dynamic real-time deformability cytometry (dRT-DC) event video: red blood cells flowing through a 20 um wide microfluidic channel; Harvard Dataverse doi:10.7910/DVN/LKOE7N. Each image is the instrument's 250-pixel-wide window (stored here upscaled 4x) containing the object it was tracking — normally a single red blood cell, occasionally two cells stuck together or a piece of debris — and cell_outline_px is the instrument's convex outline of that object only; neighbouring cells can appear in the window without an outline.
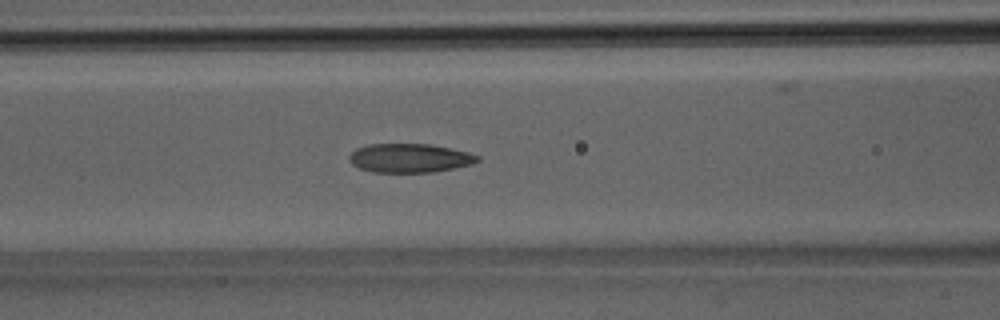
{"species": "Egyptian fruit bat (a non-hibernating species)", "species_latin": "Rousettus aegyptiacus", "temperature_condition": "room temperature", "stored_images_in_passage": 32, "camera_frame_rate_fps": 3000, "um_per_image_px": 0.085, "animal": {"sex": "male"}, "frame": {"image": 1, "passage_image": 9, "time_ms": 2.667, "image_size_px": [1000, 320], "cell_outline_px": [[480, 160], [472, 164], [432, 172], [372, 172], [360, 168], [352, 164], [348, 160], [348, 156], [356, 148], [368, 144], [432, 144], [468, 152], [480, 156]], "centroid_in_image_um": [34.81, 13.43], "position_along_channel_um": 131.8, "area_um2": 21.62}}
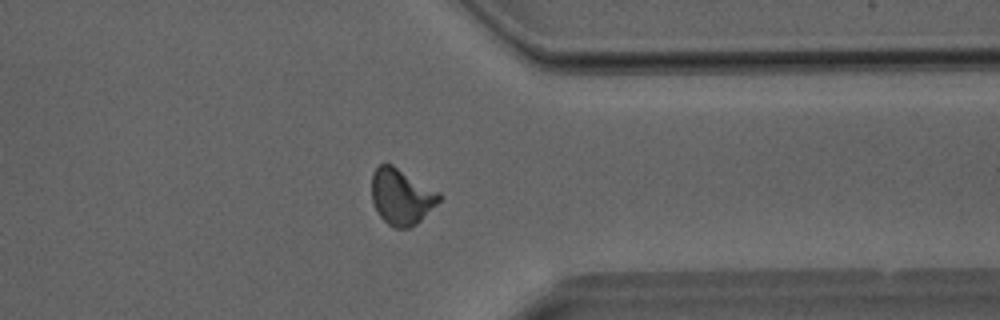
{"frame": {"image": 2, "passage_image": 23, "time_ms": 7.333, "image_size_px": [1000, 320], "cell_outline_px": [[440, 200], [416, 224], [408, 228], [396, 228], [388, 224], [380, 216], [372, 200], [372, 172], [380, 164], [392, 164], [440, 192]], "centroid_in_image_um": [34.11, 16.7], "position_along_channel_um": 377.3, "area_um2": 21.73}}
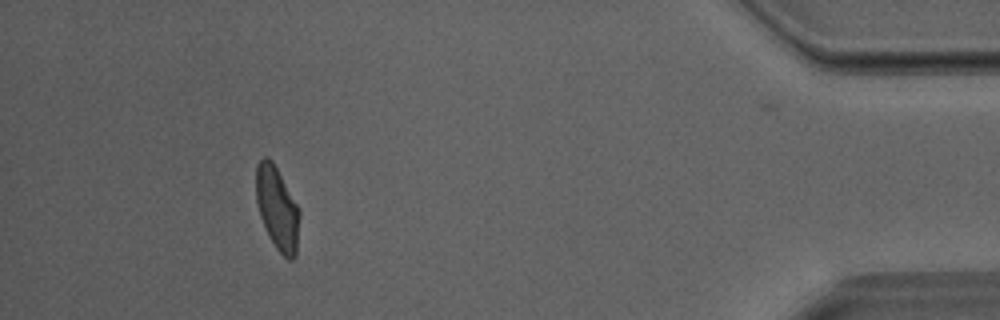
{"frame": {"image": 3, "passage_image": 28, "time_ms": 9.0, "image_size_px": [1000, 320], "cell_outline_px": [[300, 216], [296, 256], [292, 260], [288, 260], [276, 248], [260, 216], [256, 200], [256, 164], [264, 156], [268, 156], [272, 160], [300, 208]], "centroid_in_image_um": [23.58, 17.68], "position_along_channel_um": 411.6, "area_um2": 21.1}}